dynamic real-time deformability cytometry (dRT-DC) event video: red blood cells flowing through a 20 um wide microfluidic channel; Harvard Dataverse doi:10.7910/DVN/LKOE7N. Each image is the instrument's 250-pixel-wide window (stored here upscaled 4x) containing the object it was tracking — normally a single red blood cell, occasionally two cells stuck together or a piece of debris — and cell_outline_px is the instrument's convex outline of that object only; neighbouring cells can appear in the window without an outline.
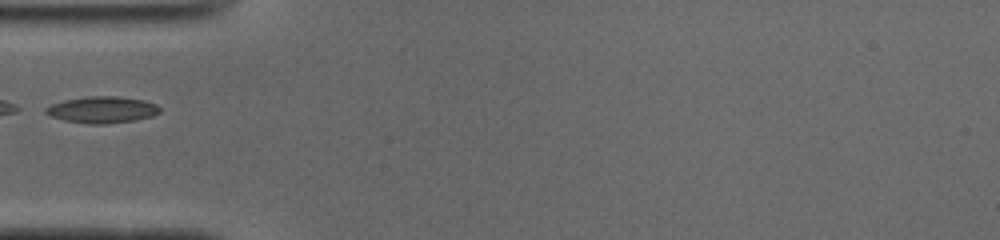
{"species": "common noctule bat (a hibernating species)", "species_latin": "Nyctalus noctula", "temperature_condition": "cold", "stored_images_in_passage": 34, "camera_frame_rate_fps": 3000, "um_per_image_px": 0.085, "animal": {"sex": "male", "body_mass_g": 19.0, "forearm_length_mm": 50.8}, "frame": {"image": 1, "passage_image": 1, "time_ms": 0.0, "image_size_px": [1000, 240], "cell_outline_px": [[160, 112], [152, 116], [136, 120], [104, 124], [88, 124], [64, 120], [52, 116], [44, 112], [44, 108], [52, 104], [64, 100], [88, 96], [120, 96], [144, 100], [156, 104], [160, 108]], "centroid_in_image_um": [8.69, 9.32], "position_along_channel_um": 76.3, "area_um2": 17.69}}
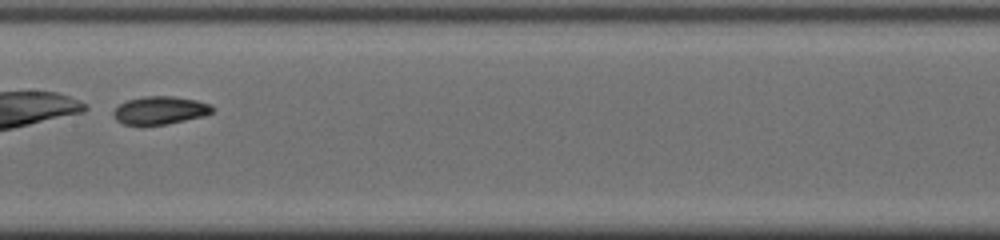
{"frame": {"image": 2, "passage_image": 10, "time_ms": 3.0, "image_size_px": [1000, 240], "cell_outline_px": [[216, 108], [212, 112], [204, 116], [168, 124], [124, 124], [116, 120], [112, 112], [120, 104], [128, 100], [144, 96], [172, 96], [196, 100], [212, 104]], "centroid_in_image_um": [13.65, 9.37], "position_along_channel_um": 193.7, "area_um2": 16.07}}